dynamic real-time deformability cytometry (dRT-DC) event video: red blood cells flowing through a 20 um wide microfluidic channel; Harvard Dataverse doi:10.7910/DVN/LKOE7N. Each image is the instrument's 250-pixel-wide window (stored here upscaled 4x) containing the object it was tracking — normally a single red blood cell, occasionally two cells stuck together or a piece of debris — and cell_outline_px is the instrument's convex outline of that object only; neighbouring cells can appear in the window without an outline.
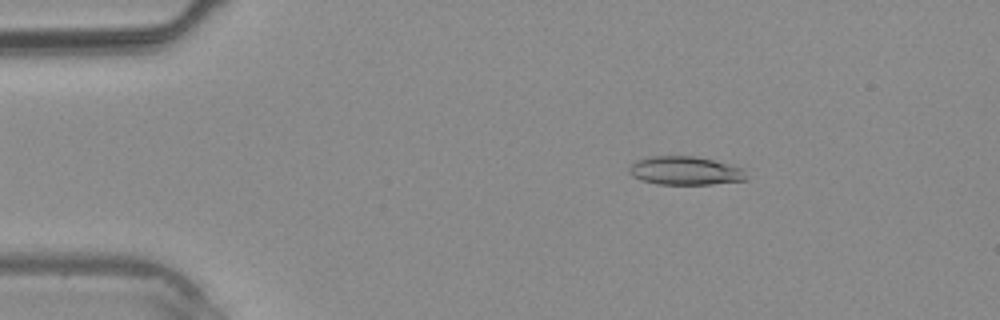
{"species": "common noctule bat (a hibernating species)", "species_latin": "Nyctalus noctula", "temperature_condition": "warm", "stored_images_in_passage": 38, "camera_frame_rate_fps": 3000, "um_per_image_px": 0.085, "animal": {"sex": "male", "body_mass_g": 20.4}, "frame": {"image": 1, "passage_image": 7, "time_ms": 2.0, "image_size_px": [1000, 320], "cell_outline_px": [[748, 180], [712, 184], [656, 184], [640, 180], [632, 176], [628, 172], [628, 168], [636, 160], [652, 156], [692, 156], [712, 160], [744, 168]], "centroid_in_image_um": [58.23, 14.52], "position_along_channel_um": 26.8, "area_um2": 19.54}}
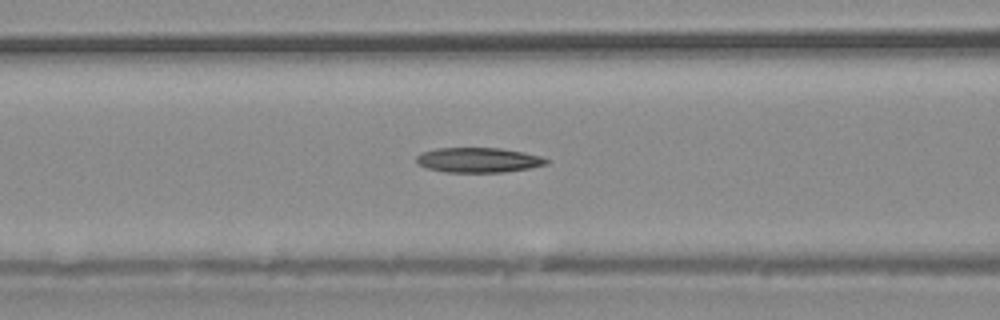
{"frame": {"image": 2, "passage_image": 16, "time_ms": 5.0, "image_size_px": [1000, 320], "cell_outline_px": [[548, 164], [528, 168], [504, 172], [444, 172], [428, 168], [420, 164], [416, 160], [416, 156], [424, 152], [436, 148], [500, 148], [524, 152], [540, 156], [548, 160]], "centroid_in_image_um": [40.68, 13.6], "position_along_channel_um": 125.9, "area_um2": 18.67}}
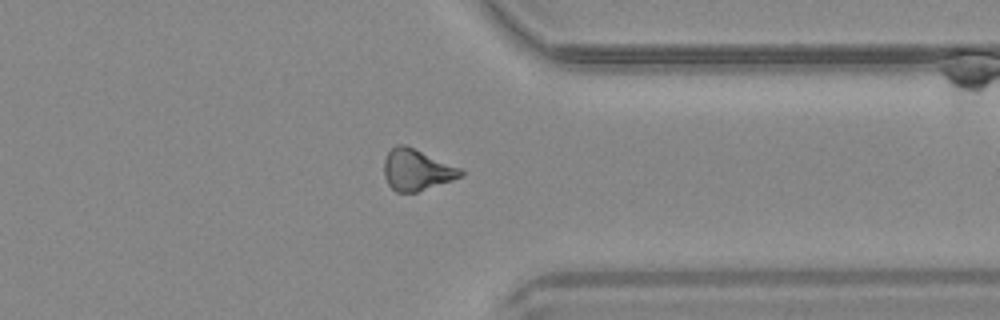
{"frame": {"image": 3, "passage_image": 30, "time_ms": 9.667, "image_size_px": [1000, 320], "cell_outline_px": [[464, 176], [416, 192], [396, 192], [388, 184], [384, 176], [384, 160], [388, 152], [396, 144], [404, 144], [464, 168]], "centroid_in_image_um": [35.45, 14.42], "position_along_channel_um": 375.9, "area_um2": 18.61}}